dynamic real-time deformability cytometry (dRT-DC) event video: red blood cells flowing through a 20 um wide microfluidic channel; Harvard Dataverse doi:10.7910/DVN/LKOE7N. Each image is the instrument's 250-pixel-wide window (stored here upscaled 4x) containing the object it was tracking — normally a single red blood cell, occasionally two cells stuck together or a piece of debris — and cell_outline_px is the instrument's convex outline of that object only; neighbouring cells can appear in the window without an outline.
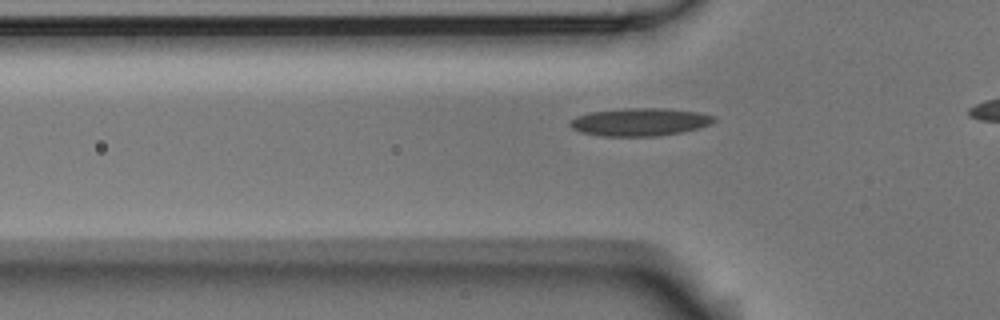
{"species": "Egyptian fruit bat (a non-hibernating species)", "species_latin": "Rousettus aegyptiacus", "temperature_condition": "room temperature", "stored_images_in_passage": 39, "camera_frame_rate_fps": 3000, "um_per_image_px": 0.085, "animal": {"sex": "male"}, "frame": {"image": 1, "passage_image": 11, "time_ms": 3.333, "image_size_px": [1000, 320], "cell_outline_px": [[716, 120], [712, 124], [700, 128], [660, 136], [604, 136], [580, 132], [572, 128], [568, 124], [576, 116], [588, 112], [624, 108], [664, 108], [700, 112], [716, 116]], "centroid_in_image_um": [54.42, 10.36], "position_along_channel_um": 71.4, "area_um2": 23.58}}
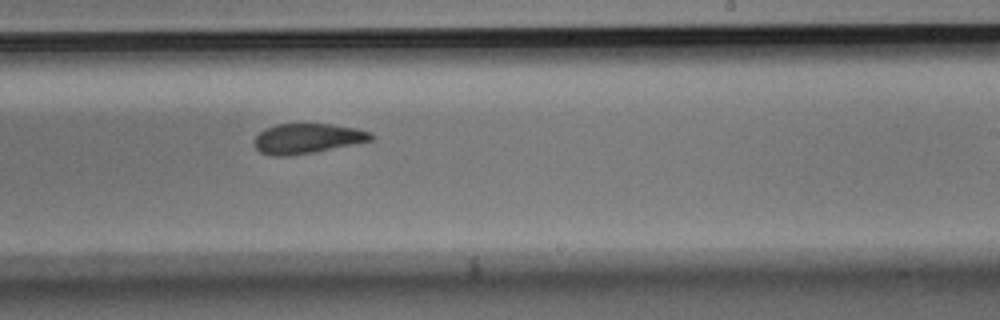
{"frame": {"image": 2, "passage_image": 27, "time_ms": 8.667, "image_size_px": [1000, 320], "cell_outline_px": [[376, 136], [372, 140], [312, 152], [288, 156], [272, 156], [260, 152], [252, 144], [252, 140], [264, 128], [276, 124], [332, 124], [356, 128], [372, 132]], "centroid_in_image_um": [26.08, 11.76], "position_along_channel_um": 262.9, "area_um2": 20.46}}
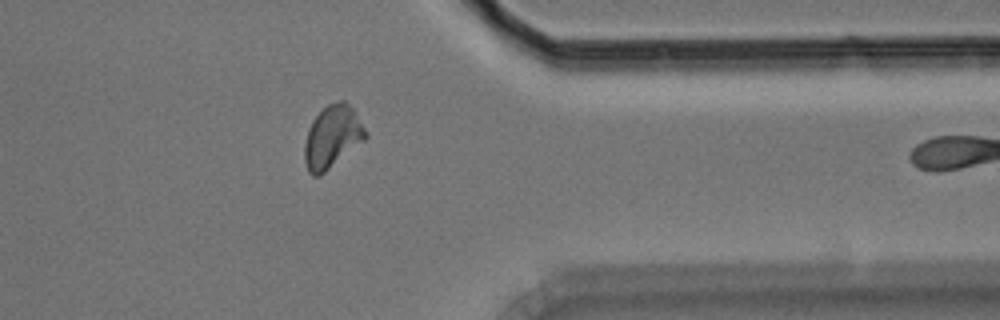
{"frame": {"image": 3, "passage_image": 38, "time_ms": 12.333, "image_size_px": [1000, 320], "cell_outline_px": [[368, 136], [364, 140], [320, 176], [312, 176], [308, 172], [304, 160], [304, 144], [308, 128], [312, 120], [328, 104], [340, 100], [344, 100], [356, 112], [368, 132]], "centroid_in_image_um": [28.24, 11.63], "position_along_channel_um": 383.2, "area_um2": 22.25}}